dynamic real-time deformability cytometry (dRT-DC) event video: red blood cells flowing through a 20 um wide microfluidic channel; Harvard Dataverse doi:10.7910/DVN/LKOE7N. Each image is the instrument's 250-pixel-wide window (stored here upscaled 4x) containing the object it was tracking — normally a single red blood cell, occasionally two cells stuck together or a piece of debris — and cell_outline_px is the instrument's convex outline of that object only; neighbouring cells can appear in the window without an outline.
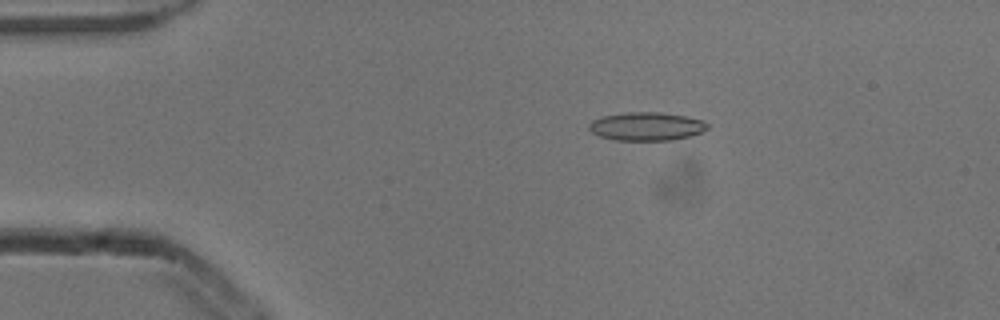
{"species": "common noctule bat (a hibernating species)", "species_latin": "Nyctalus noctula", "temperature_condition": "cold", "stored_images_in_passage": 4, "camera_frame_rate_fps": 3000, "um_per_image_px": 0.085, "animal": {"sex": "male", "body_mass_g": 13.3}, "frame": {"image": 1, "passage_image": 2, "time_ms": 0.333, "image_size_px": [1000, 320], "cell_outline_px": [[708, 128], [700, 132], [688, 136], [672, 140], [612, 140], [600, 136], [592, 132], [588, 128], [588, 124], [592, 120], [604, 116], [624, 112], [660, 112], [684, 116], [704, 120], [708, 124]], "centroid_in_image_um": [54.93, 10.74], "position_along_channel_um": 30.1, "area_um2": 19.54}}
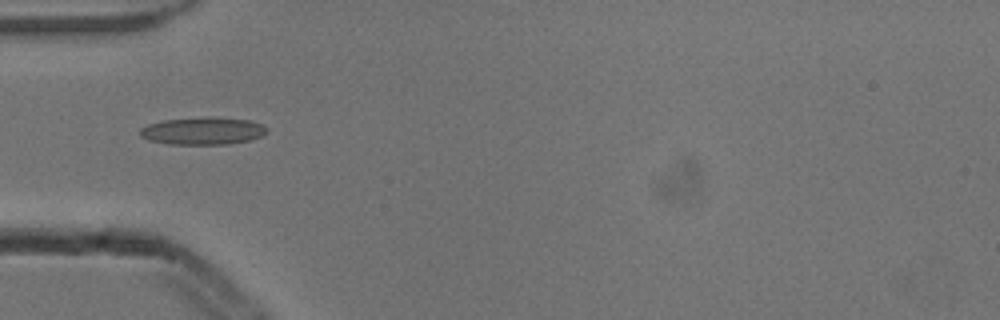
{"frame": {"image": 2, "passage_image": 4, "time_ms": 1.0, "image_size_px": [1000, 320], "cell_outline_px": [[268, 132], [260, 136], [248, 140], [224, 144], [168, 144], [148, 140], [140, 136], [140, 128], [148, 124], [164, 120], [208, 116], [212, 116], [252, 120], [264, 124], [268, 128]], "centroid_in_image_um": [17.26, 11.11], "position_along_channel_um": 67.7, "area_um2": 20.52}}